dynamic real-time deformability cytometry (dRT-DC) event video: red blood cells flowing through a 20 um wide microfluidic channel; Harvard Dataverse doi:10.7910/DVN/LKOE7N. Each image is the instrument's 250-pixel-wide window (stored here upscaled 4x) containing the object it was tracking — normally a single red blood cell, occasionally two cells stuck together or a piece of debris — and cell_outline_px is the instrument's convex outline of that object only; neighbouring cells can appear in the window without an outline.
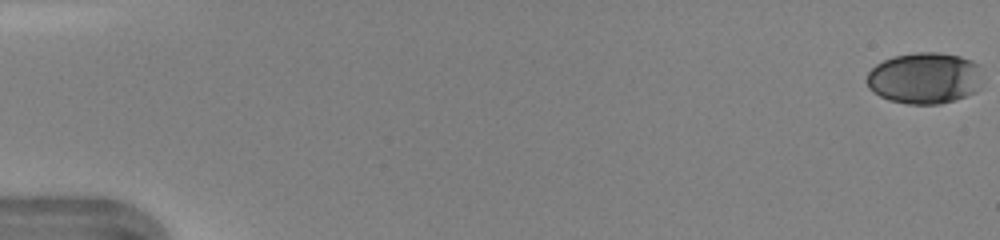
{"species": "human", "species_latin": "Homo sapiens", "temperature_condition": "warm", "stored_images_in_passage": 48, "camera_frame_rate_fps": 3000, "um_per_image_px": 0.085, "donor": {"sex": "female"}, "frame": {"image": 1, "passage_image": 1, "time_ms": 0.0, "image_size_px": [1000, 240], "cell_outline_px": [[980, 88], [976, 92], [956, 100], [940, 104], [908, 104], [888, 100], [872, 92], [868, 88], [868, 72], [876, 64], [892, 56], [916, 52], [936, 52], [960, 56], [972, 60], [980, 64]], "centroid_in_image_um": [78.6, 6.64], "position_along_channel_um": 6.4, "area_um2": 35.03}}
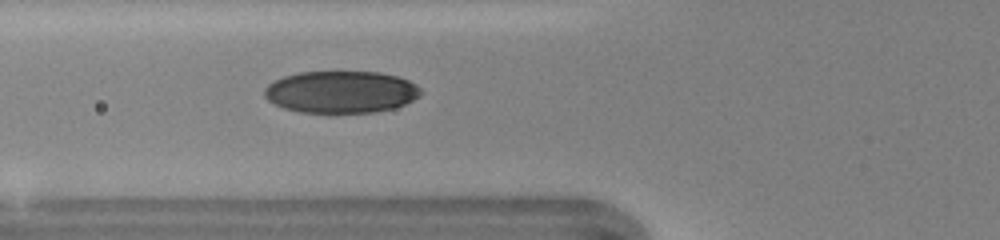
{"frame": {"image": 2, "passage_image": 19, "time_ms": 6.0, "image_size_px": [1000, 240], "cell_outline_px": [[424, 92], [420, 96], [396, 108], [372, 112], [332, 116], [328, 116], [300, 112], [284, 108], [268, 100], [264, 96], [264, 88], [268, 84], [284, 76], [300, 72], [380, 72], [396, 76], [408, 80], [416, 84]], "centroid_in_image_um": [28.99, 7.86], "position_along_channel_um": 96.8, "area_um2": 39.36}}
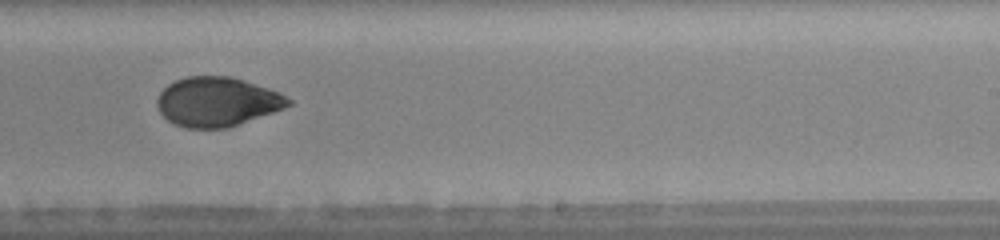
{"frame": {"image": 3, "passage_image": 31, "time_ms": 10.0, "image_size_px": [1000, 240], "cell_outline_px": [[292, 104], [284, 108], [228, 128], [184, 128], [172, 124], [160, 112], [156, 104], [156, 100], [160, 92], [168, 84], [176, 80], [188, 76], [228, 76], [244, 80], [280, 92], [292, 100]], "centroid_in_image_um": [18.44, 8.65], "position_along_channel_um": 270.6, "area_um2": 37.8}, "authors_computed_cell_mechanics": {"area_um2": 37.7145, "velocity_mm_per_s": 4.3328, "shape_relaxation_time_tau1_ms": 5.3041, "shape_relaxation_time_tau2_ms": 2.4606, "deformation_change_tau1": 0.1593, "deformation_change_tau2": 0.0584}}